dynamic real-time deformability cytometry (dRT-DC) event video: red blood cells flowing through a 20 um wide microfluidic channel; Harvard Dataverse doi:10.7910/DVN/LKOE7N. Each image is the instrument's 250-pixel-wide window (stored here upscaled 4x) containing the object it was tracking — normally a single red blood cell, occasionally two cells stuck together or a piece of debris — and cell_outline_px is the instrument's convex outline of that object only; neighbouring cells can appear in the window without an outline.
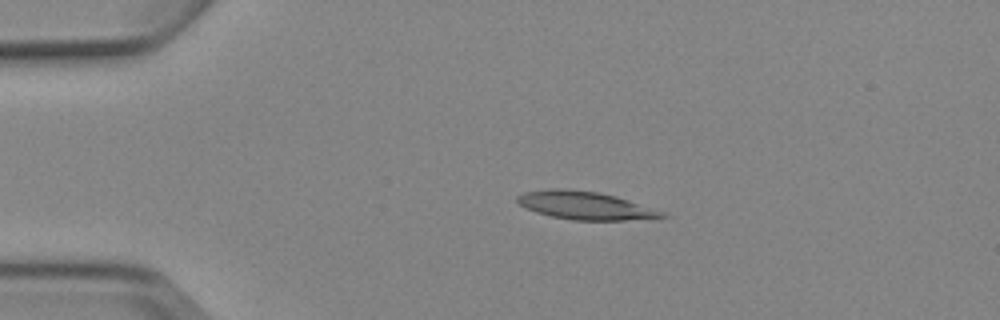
{"species": "Egyptian fruit bat (a non-hibernating species)", "species_latin": "Rousettus aegyptiacus", "temperature_condition": "cold", "stored_images_in_passage": 3, "camera_frame_rate_fps": 3000, "um_per_image_px": 0.085, "animal": {"sex": "female"}, "frame": {"image": 1, "passage_image": 2, "time_ms": 1.333, "image_size_px": [1000, 320], "cell_outline_px": [[672, 216], [624, 220], [572, 220], [552, 216], [536, 212], [520, 204], [516, 200], [516, 196], [524, 192], [552, 188], [556, 188], [596, 192], [616, 196], [668, 212]], "centroid_in_image_um": [49.8, 17.47], "position_along_channel_um": 35.2, "area_um2": 23.52}}